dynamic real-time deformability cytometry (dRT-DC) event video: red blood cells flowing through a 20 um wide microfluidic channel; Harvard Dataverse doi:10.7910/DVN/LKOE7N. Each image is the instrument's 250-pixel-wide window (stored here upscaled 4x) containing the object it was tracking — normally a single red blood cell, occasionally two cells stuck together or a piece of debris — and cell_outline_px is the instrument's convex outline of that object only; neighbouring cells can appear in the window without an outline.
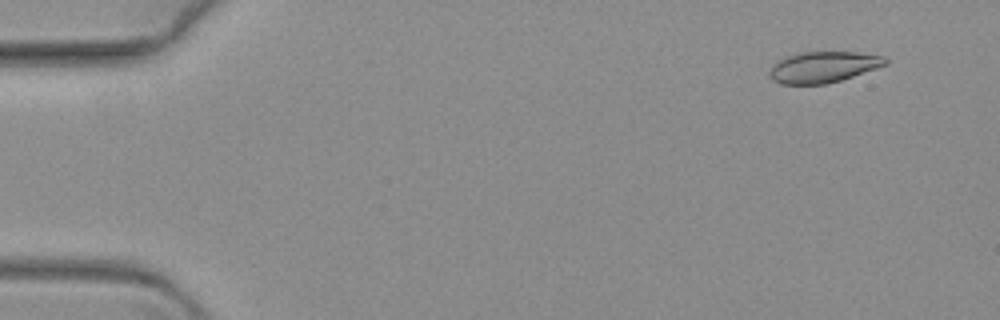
{"species": "common noctule bat (a hibernating species)", "species_latin": "Nyctalus noctula", "temperature_condition": "warm", "stored_images_in_passage": 66, "camera_frame_rate_fps": 3000, "um_per_image_px": 0.085, "animal": {"sex": "female", "body_mass_g": 19.3, "forearm_length_mm": 54.1}, "frame": {"image": 1, "passage_image": 5, "time_ms": 1.333, "image_size_px": [1000, 320], "cell_outline_px": [[888, 64], [840, 80], [824, 84], [780, 84], [772, 80], [768, 76], [768, 72], [772, 64], [776, 60], [784, 56], [800, 52], [856, 52], [884, 56], [888, 60]], "centroid_in_image_um": [69.91, 5.69], "position_along_channel_um": 15.1, "area_um2": 21.15}}
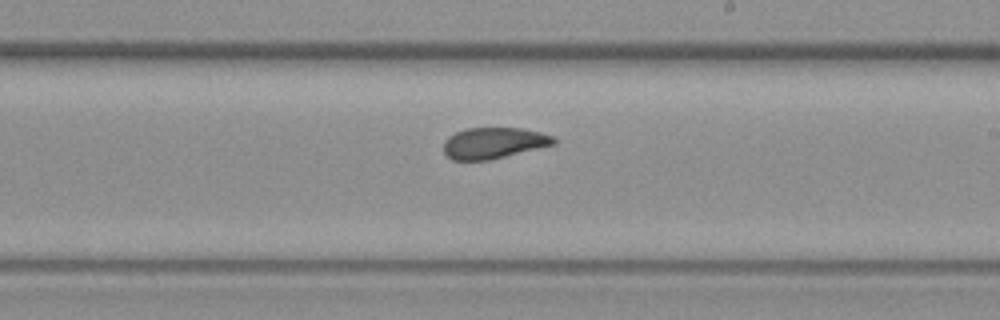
{"frame": {"image": 2, "passage_image": 39, "time_ms": 12.667, "image_size_px": [1000, 320], "cell_outline_px": [[556, 144], [488, 160], [452, 160], [444, 152], [444, 140], [448, 136], [456, 132], [468, 128], [524, 128], [540, 132], [552, 136], [556, 140]], "centroid_in_image_um": [41.96, 12.15], "position_along_channel_um": 247.0, "area_um2": 19.88}}
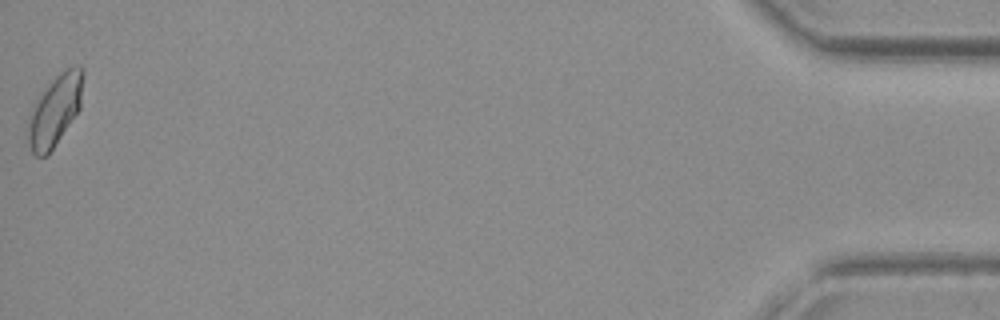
{"frame": {"image": 3, "passage_image": 66, "time_ms": 21.667, "image_size_px": [1000, 320], "cell_outline_px": [[84, 76], [80, 108], [48, 156], [36, 156], [32, 152], [28, 144], [24, 128], [28, 112], [32, 104], [40, 92], [64, 68], [80, 64], [84, 68]], "centroid_in_image_um": [4.61, 9.37], "position_along_channel_um": 430.6, "area_um2": 23.7}}